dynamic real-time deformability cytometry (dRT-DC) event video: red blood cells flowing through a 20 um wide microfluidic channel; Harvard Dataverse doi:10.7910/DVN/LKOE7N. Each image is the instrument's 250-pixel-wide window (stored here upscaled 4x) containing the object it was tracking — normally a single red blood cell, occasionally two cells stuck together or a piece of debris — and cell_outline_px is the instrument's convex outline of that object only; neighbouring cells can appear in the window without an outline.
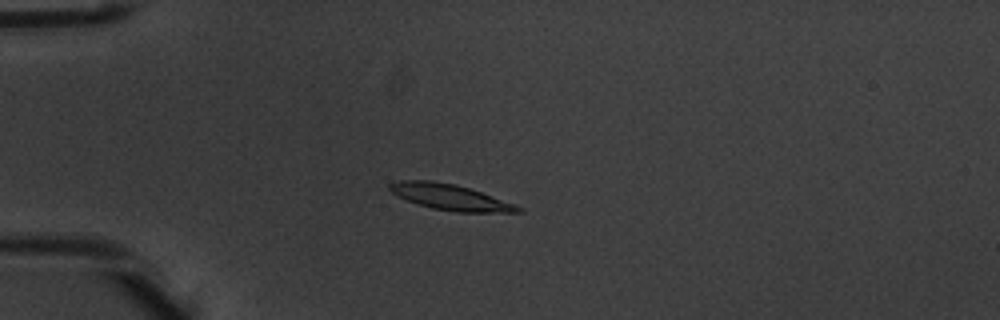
{"species": "common noctule bat (a hibernating species)", "species_latin": "Nyctalus noctula", "temperature_condition": "warm", "stored_images_in_passage": 2, "camera_frame_rate_fps": 3000, "um_per_image_px": 0.085, "animal": {"sex": "male", "body_mass_g": 20.1, "forearm_length_mm": 53.5}, "frame": {"image": 1, "passage_image": 1, "time_ms": 0.0, "image_size_px": [1000, 320], "cell_outline_px": [[524, 212], [456, 212], [432, 208], [408, 200], [392, 192], [388, 188], [388, 184], [400, 180], [428, 180], [456, 184], [516, 204], [524, 208]], "centroid_in_image_um": [38.31, 16.76], "position_along_channel_um": 46.7, "area_um2": 19.07}}